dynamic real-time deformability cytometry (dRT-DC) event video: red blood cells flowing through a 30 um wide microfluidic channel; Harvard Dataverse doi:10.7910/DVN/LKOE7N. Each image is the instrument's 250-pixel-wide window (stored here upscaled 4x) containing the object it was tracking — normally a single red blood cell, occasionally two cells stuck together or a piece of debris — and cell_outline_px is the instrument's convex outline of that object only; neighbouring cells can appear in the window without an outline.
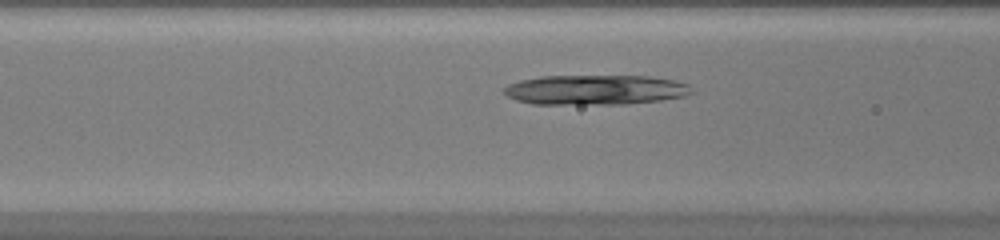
{"species": "common noctule bat (a hibernating species)", "species_latin": "Nyctalus noctula", "temperature_condition": "warm", "stored_images_in_passage": 37, "camera_frame_rate_fps": 3000, "um_per_image_px": 0.085, "animal": {"sex": "female", "body_mass_g": 20.0, "forearm_length_mm": 54.0}, "frame": {"image": 1, "passage_image": 10, "time_ms": 3.0, "image_size_px": [1000, 240], "cell_outline_px": [[696, 92], [684, 96], [660, 100], [624, 104], [532, 104], [516, 100], [508, 96], [504, 92], [504, 88], [508, 84], [520, 80], [540, 76], [648, 76], [672, 80], [688, 84]], "centroid_in_image_um": [50.6, 7.64], "position_along_channel_um": 116.0, "area_um2": 32.71}}
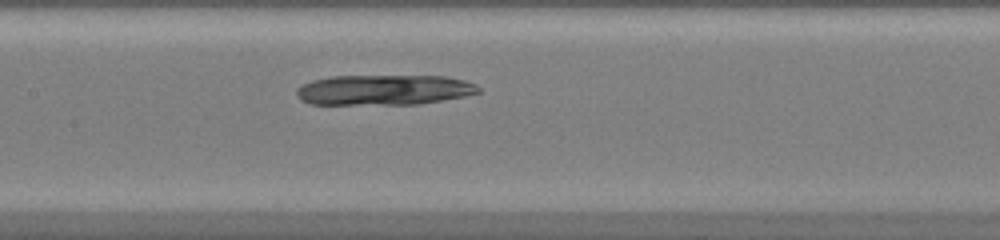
{"frame": {"image": 2, "passage_image": 14, "time_ms": 4.333, "image_size_px": [1000, 240], "cell_outline_px": [[480, 92], [464, 96], [420, 104], [312, 104], [300, 100], [296, 96], [296, 88], [312, 80], [332, 76], [444, 76], [464, 80], [476, 84], [480, 88]], "centroid_in_image_um": [32.62, 7.64], "position_along_channel_um": 174.8, "area_um2": 32.14}}